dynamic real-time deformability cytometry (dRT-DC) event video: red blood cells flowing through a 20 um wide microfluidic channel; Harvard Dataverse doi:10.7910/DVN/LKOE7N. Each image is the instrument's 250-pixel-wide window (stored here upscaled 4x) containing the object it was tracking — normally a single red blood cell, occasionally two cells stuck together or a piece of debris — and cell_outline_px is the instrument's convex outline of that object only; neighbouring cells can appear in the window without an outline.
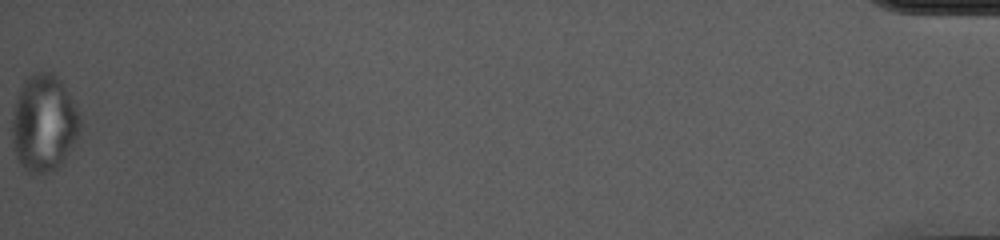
{"species": "common noctule bat (a hibernating species)", "species_latin": "Nyctalus noctula", "temperature_condition": "cold", "stored_images_in_passage": 53, "camera_frame_rate_fps": 3000, "um_per_image_px": 0.085, "animal": {"sex": "female", "body_mass_g": 10.0, "forearm_length_mm": 53.1}, "frame": {"image": 1, "passage_image": 53, "time_ms": 17.333, "image_size_px": [1000, 240], "cell_outline_px": [[84, 120], [80, 136], [60, 164], [56, 168], [48, 172], [28, 172], [20, 164], [16, 156], [12, 144], [12, 120], [16, 100], [20, 88], [24, 80], [32, 72], [52, 72], [64, 84]], "centroid_in_image_um": [3.77, 10.44], "position_along_channel_um": 431.4, "area_um2": 38.9}}